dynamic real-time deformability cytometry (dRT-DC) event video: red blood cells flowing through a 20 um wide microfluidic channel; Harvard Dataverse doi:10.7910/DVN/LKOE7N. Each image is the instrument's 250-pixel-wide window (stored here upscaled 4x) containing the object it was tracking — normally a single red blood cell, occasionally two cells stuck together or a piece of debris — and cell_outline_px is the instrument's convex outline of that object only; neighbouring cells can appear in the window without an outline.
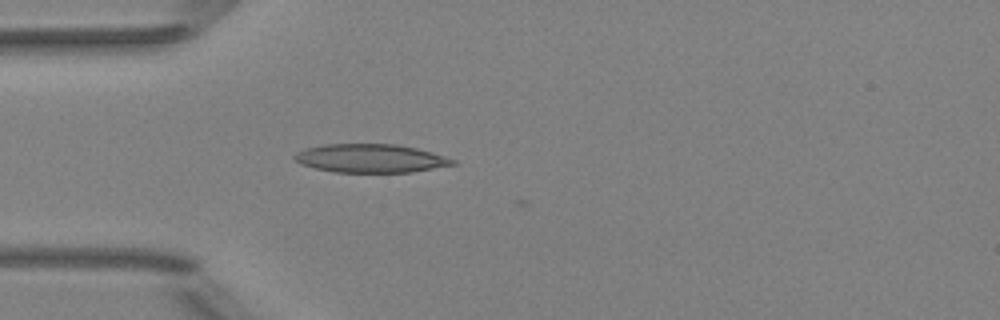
{"species": "Egyptian fruit bat (a non-hibernating species)", "species_latin": "Rousettus aegyptiacus", "temperature_condition": "room temperature", "stored_images_in_passage": 2, "camera_frame_rate_fps": 3000, "um_per_image_px": 0.085, "animal": {"sex": "female"}, "frame": {"image": 1, "passage_image": 1, "time_ms": 0.0, "image_size_px": [1000, 320], "cell_outline_px": [[456, 164], [412, 172], [336, 172], [316, 168], [300, 164], [292, 156], [296, 152], [304, 148], [324, 144], [396, 144], [416, 148], [432, 152], [456, 160]], "centroid_in_image_um": [31.48, 13.45], "position_along_channel_um": 53.5, "area_um2": 26.24}}